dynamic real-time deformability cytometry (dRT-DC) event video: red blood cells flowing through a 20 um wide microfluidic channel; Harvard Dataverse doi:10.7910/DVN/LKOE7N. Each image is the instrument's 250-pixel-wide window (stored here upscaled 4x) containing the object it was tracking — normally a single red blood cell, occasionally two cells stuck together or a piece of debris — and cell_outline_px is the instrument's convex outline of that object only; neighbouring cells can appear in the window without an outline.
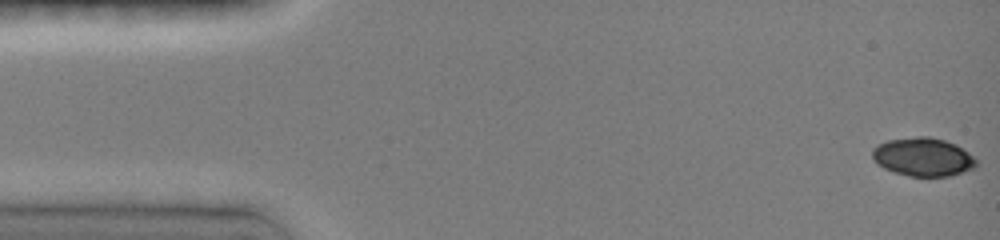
{"species": "common noctule bat (a hibernating species)", "species_latin": "Nyctalus noctula", "temperature_condition": "room temperature", "stored_images_in_passage": 62, "camera_frame_rate_fps": 3000, "um_per_image_px": 0.085, "animal": {"sex": "female", "body_mass_g": 19.0, "forearm_length_mm": 51.5}, "frame": {"image": 1, "passage_image": 1, "time_ms": 0.0, "image_size_px": [1000, 240], "cell_outline_px": [[976, 164], [972, 168], [948, 176], [908, 176], [892, 172], [884, 168], [872, 156], [872, 148], [888, 140], [916, 136], [928, 136], [944, 140], [956, 144], [968, 152], [976, 160]], "centroid_in_image_um": [78.44, 13.33], "position_along_channel_um": 6.6, "area_um2": 23.0}}
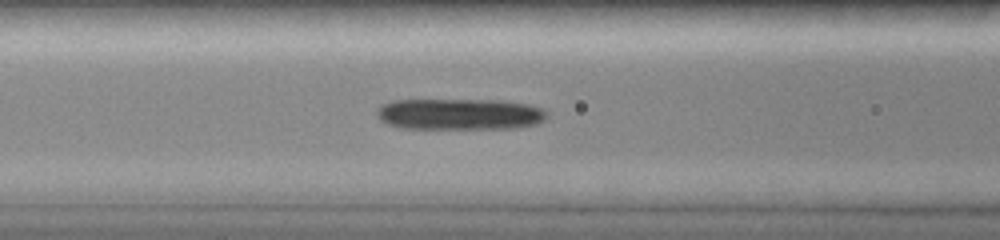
{"frame": {"image": 2, "passage_image": 32, "time_ms": 6.0, "image_size_px": [1000, 240], "cell_outline_px": [[548, 116], [544, 120], [536, 124], [520, 128], [400, 128], [388, 124], [380, 120], [376, 116], [376, 108], [380, 104], [392, 100], [504, 100], [528, 104], [544, 108], [548, 112]], "centroid_in_image_um": [39.08, 9.69], "position_along_channel_um": 127.5, "area_um2": 31.44}}
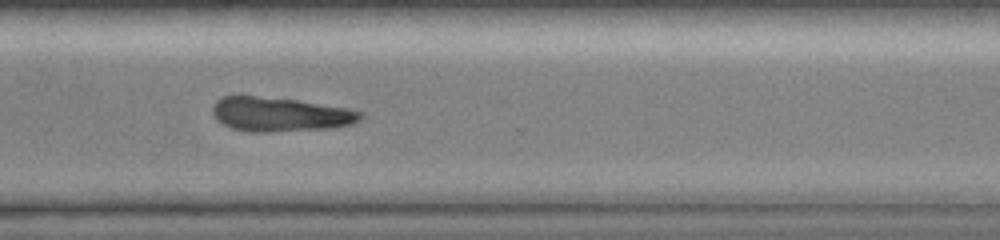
{"frame": {"image": 3, "passage_image": 61, "time_ms": 11.333, "image_size_px": [1000, 240], "cell_outline_px": [[364, 116], [360, 120], [352, 124], [328, 128], [268, 132], [248, 132], [232, 128], [224, 124], [212, 112], [212, 108], [216, 100], [224, 96], [256, 96], [296, 100], [348, 108], [364, 112]], "centroid_in_image_um": [23.84, 9.72], "position_along_channel_um": 346.8, "area_um2": 29.3}}